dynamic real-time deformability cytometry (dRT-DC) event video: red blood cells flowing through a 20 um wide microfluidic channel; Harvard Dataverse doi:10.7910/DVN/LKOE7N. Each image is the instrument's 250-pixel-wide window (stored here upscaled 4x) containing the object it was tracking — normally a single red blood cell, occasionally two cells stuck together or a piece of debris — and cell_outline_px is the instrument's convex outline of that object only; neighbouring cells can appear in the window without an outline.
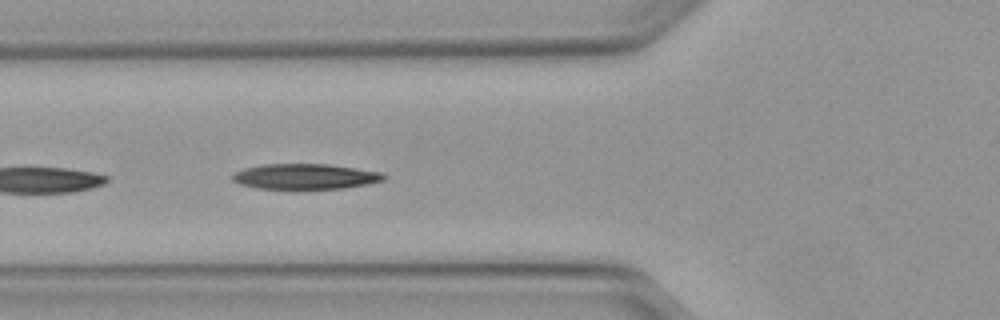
{"species": "Egyptian fruit bat (a non-hibernating species)", "species_latin": "Rousettus aegyptiacus", "temperature_condition": "warm", "stored_images_in_passage": 23, "camera_frame_rate_fps": 3000, "um_per_image_px": 0.085, "animal": {"sex": "female"}, "frame": {"image": 1, "passage_image": 19, "time_ms": 6.0, "image_size_px": [1000, 320], "cell_outline_px": [[388, 176], [384, 180], [344, 188], [292, 192], [260, 188], [240, 184], [232, 180], [232, 176], [236, 172], [244, 168], [264, 164], [328, 164], [356, 168], [380, 172]], "centroid_in_image_um": [25.92, 15.04], "position_along_channel_um": 99.9, "area_um2": 23.24}}